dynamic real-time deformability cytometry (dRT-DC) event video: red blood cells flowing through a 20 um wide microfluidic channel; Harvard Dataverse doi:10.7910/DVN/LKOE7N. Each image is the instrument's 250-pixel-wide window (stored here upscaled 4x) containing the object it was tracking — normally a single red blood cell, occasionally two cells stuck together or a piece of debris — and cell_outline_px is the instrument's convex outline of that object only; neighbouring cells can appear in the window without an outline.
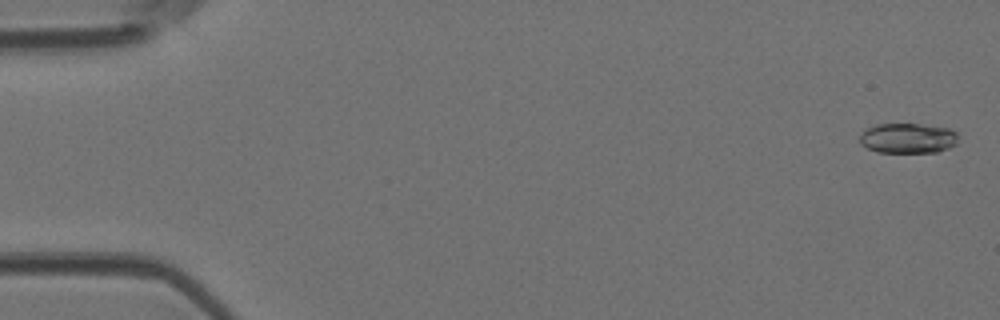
{"species": "Egyptian fruit bat (a non-hibernating species)", "species_latin": "Rousettus aegyptiacus", "temperature_condition": "room temperature", "stored_images_in_passage": 51, "camera_frame_rate_fps": 3000, "um_per_image_px": 0.085, "animal": {"sex": "female"}, "frame": {"image": 1, "passage_image": 2, "time_ms": 0.333, "image_size_px": [1000, 320], "cell_outline_px": [[956, 144], [948, 148], [936, 152], [876, 152], [860, 144], [860, 136], [864, 128], [876, 124], [920, 124], [948, 128], [956, 132]], "centroid_in_image_um": [77.12, 11.74], "position_along_channel_um": 7.9, "area_um2": 17.28}}
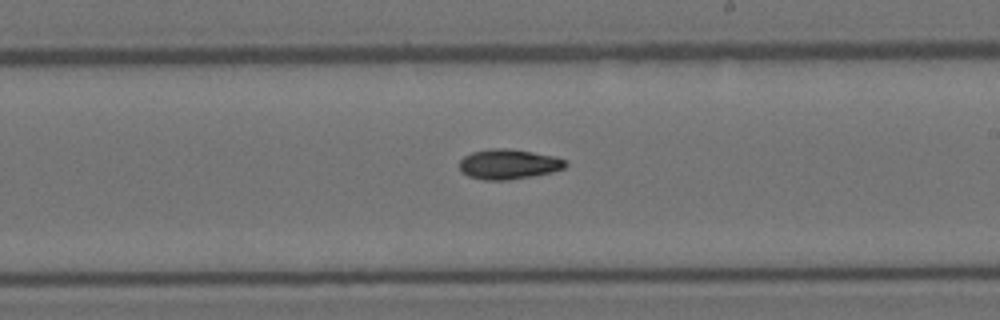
{"frame": {"image": 2, "passage_image": 30, "time_ms": 9.667, "image_size_px": [1000, 320], "cell_outline_px": [[568, 164], [564, 168], [552, 172], [532, 176], [508, 180], [484, 180], [468, 176], [460, 172], [460, 160], [464, 156], [472, 152], [488, 148], [508, 148], [556, 156], [568, 160]], "centroid_in_image_um": [43.24, 13.95], "position_along_channel_um": 245.8, "area_um2": 18.79}}
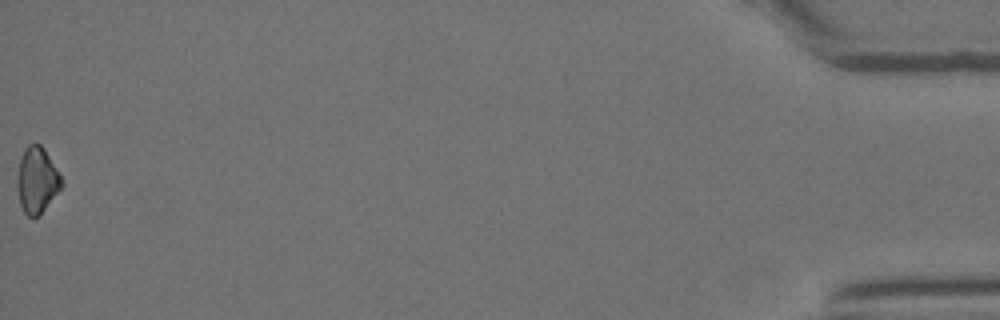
{"frame": {"image": 3, "passage_image": 51, "time_ms": 16.667, "image_size_px": [1000, 320], "cell_outline_px": [[64, 184], [40, 216], [28, 216], [24, 212], [20, 204], [16, 184], [16, 180], [20, 160], [24, 148], [28, 144], [40, 144], [44, 148], [60, 176]], "centroid_in_image_um": [3.13, 15.33], "position_along_channel_um": 432.1, "area_um2": 16.99}, "authors_computed_cell_mechanics": {"area_um2": 17.5712, "velocity_mm_per_s": 4.0825, "shape_relaxation_time_tau1_ms": null, "shape_relaxation_time_tau2_ms": 6.3266, "deformation_change_tau1": null, "deformation_change_tau2": 0.1111}}